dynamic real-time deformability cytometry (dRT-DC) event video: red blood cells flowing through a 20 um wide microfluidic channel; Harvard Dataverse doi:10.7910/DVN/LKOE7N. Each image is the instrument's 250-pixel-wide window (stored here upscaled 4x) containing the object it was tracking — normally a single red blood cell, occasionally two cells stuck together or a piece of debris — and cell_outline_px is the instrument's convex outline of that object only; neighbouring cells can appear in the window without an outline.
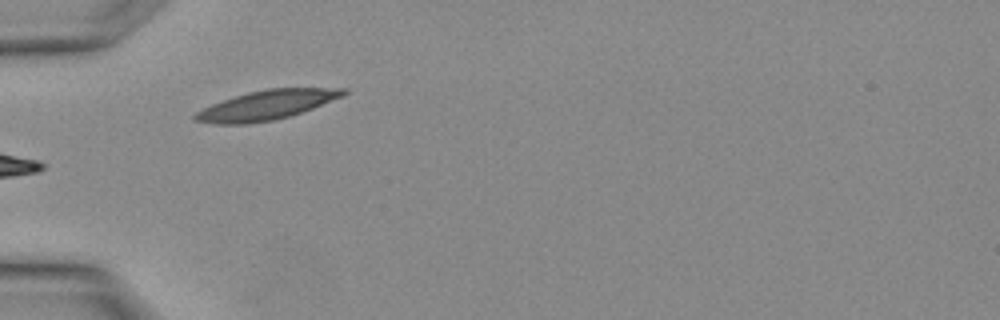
{"species": "Egyptian fruit bat (a non-hibernating species)", "species_latin": "Rousettus aegyptiacus", "temperature_condition": "warm", "stored_images_in_passage": 3, "camera_frame_rate_fps": 3000, "um_per_image_px": 0.085, "animal": {"sex": "female"}, "frame": {"image": 1, "passage_image": 3, "time_ms": 0.667, "image_size_px": [1000, 320], "cell_outline_px": [[348, 92], [344, 96], [312, 108], [288, 116], [272, 120], [248, 124], [216, 124], [192, 120], [192, 116], [196, 112], [212, 104], [248, 92], [268, 88], [348, 88]], "centroid_in_image_um": [22.66, 8.93], "position_along_channel_um": 62.3, "area_um2": 25.2}}